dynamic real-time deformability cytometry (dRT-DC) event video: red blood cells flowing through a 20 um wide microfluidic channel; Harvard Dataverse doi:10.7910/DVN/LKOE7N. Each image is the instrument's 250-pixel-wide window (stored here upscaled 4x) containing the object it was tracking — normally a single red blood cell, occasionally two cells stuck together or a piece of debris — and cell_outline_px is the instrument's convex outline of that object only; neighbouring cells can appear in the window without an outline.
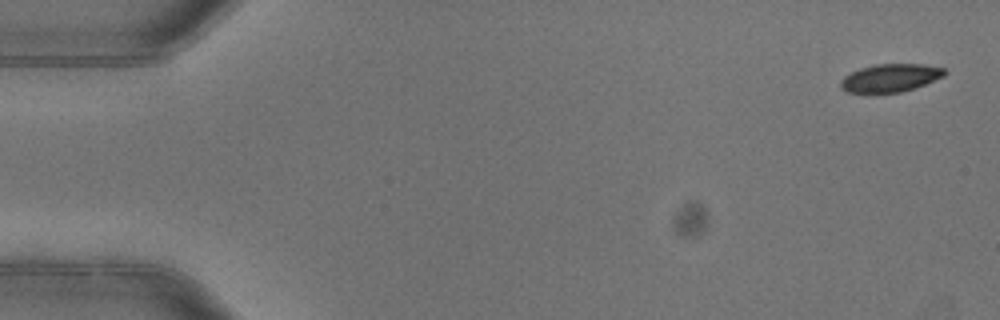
{"species": "common noctule bat (a hibernating species)", "species_latin": "Nyctalus noctula", "temperature_condition": "warm", "stored_images_in_passage": 6, "camera_frame_rate_fps": 3000, "um_per_image_px": 0.085, "animal": {"sex": "female"}, "frame": {"image": 1, "passage_image": 1, "time_ms": 0.0, "image_size_px": [1000, 320], "cell_outline_px": [[948, 72], [944, 76], [924, 84], [900, 92], [848, 92], [840, 88], [840, 80], [844, 76], [860, 68], [876, 64], [924, 64], [944, 68]], "centroid_in_image_um": [75.68, 6.6], "position_along_channel_um": 9.3, "area_um2": 16.76}}
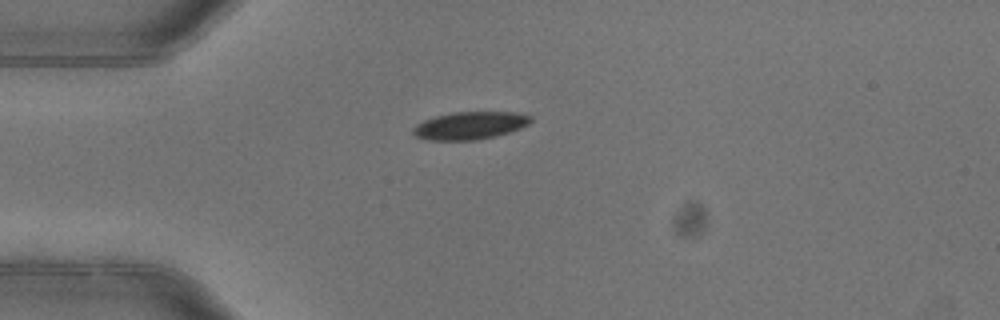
{"frame": {"image": 2, "passage_image": 3, "time_ms": 0.667, "image_size_px": [1000, 320], "cell_outline_px": [[532, 120], [528, 124], [520, 128], [508, 132], [476, 140], [428, 140], [416, 136], [412, 132], [412, 128], [416, 124], [424, 120], [436, 116], [452, 112], [512, 112], [532, 116]], "centroid_in_image_um": [39.91, 10.66], "position_along_channel_um": 45.1, "area_um2": 18.79}}